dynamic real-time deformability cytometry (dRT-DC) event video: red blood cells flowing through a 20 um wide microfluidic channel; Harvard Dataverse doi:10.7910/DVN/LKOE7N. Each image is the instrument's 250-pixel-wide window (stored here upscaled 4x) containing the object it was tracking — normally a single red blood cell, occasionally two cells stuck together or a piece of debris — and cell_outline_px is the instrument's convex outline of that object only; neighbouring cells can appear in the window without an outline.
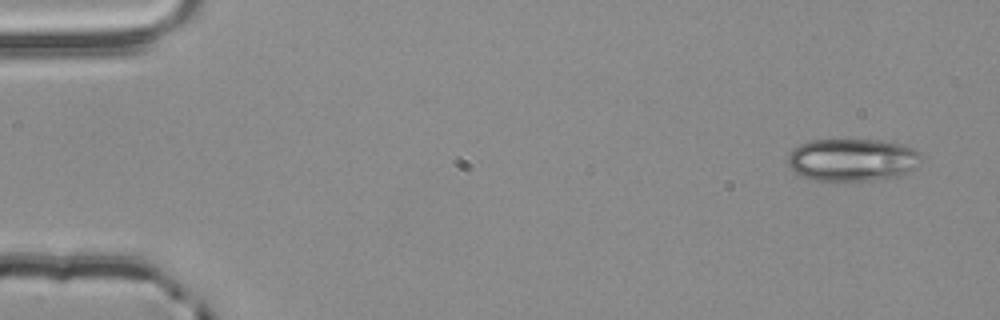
{"species": "common noctule bat (a hibernating species)", "species_latin": "Nyctalus noctula", "temperature_condition": "room temperature", "stored_images_in_passage": 2, "camera_frame_rate_fps": 3000, "um_per_image_px": 0.085, "animal": {"sex": "male", "body_mass_g": 20.4}, "frame": {"image": 1, "passage_image": 1, "time_ms": 0.0, "image_size_px": [1000, 320], "cell_outline_px": [[924, 160], [916, 168], [900, 176], [868, 180], [812, 180], [800, 176], [788, 164], [788, 156], [792, 148], [800, 144], [812, 140], [880, 140], [900, 144], [916, 148], [924, 156]], "centroid_in_image_um": [72.51, 13.58], "position_along_channel_um": 12.5, "area_um2": 33.41}}